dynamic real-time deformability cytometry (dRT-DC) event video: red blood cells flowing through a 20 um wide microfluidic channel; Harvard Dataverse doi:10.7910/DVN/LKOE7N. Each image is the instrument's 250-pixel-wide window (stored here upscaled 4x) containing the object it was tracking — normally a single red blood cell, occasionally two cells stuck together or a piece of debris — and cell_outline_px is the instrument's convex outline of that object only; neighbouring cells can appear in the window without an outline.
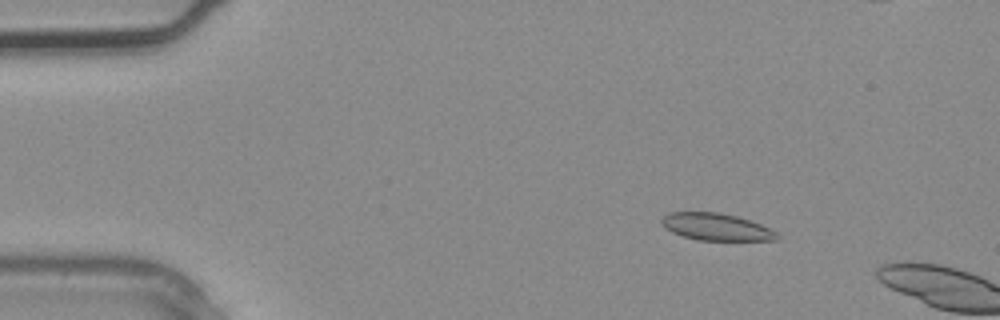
{"species": "common noctule bat (a hibernating species)", "species_latin": "Nyctalus noctula", "temperature_condition": "warm", "stored_images_in_passage": 3, "camera_frame_rate_fps": 3000, "um_per_image_px": 0.085, "animal": {"sex": "male", "body_mass_g": 20.4}, "frame": {"image": 1, "passage_image": 1, "time_ms": 0.0, "image_size_px": [1000, 320], "cell_outline_px": [[776, 240], [696, 240], [672, 232], [664, 228], [660, 224], [660, 220], [668, 212], [720, 212], [736, 216], [760, 224], [776, 232]], "centroid_in_image_um": [60.79, 19.28], "position_along_channel_um": 24.2, "area_um2": 18.09}}